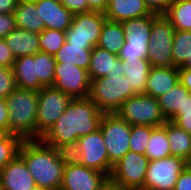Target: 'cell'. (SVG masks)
<instances>
[{
  "instance_id": "1",
  "label": "cell",
  "mask_w": 191,
  "mask_h": 190,
  "mask_svg": "<svg viewBox=\"0 0 191 190\" xmlns=\"http://www.w3.org/2000/svg\"><path fill=\"white\" fill-rule=\"evenodd\" d=\"M104 114L89 97L72 99L41 140L49 146L70 153L78 138L100 129Z\"/></svg>"
},
{
  "instance_id": "2",
  "label": "cell",
  "mask_w": 191,
  "mask_h": 190,
  "mask_svg": "<svg viewBox=\"0 0 191 190\" xmlns=\"http://www.w3.org/2000/svg\"><path fill=\"white\" fill-rule=\"evenodd\" d=\"M42 190H60L68 152L45 144L41 139L23 140L18 154Z\"/></svg>"
},
{
  "instance_id": "3",
  "label": "cell",
  "mask_w": 191,
  "mask_h": 190,
  "mask_svg": "<svg viewBox=\"0 0 191 190\" xmlns=\"http://www.w3.org/2000/svg\"><path fill=\"white\" fill-rule=\"evenodd\" d=\"M9 119V134L23 140L36 139L38 91L16 88L6 98Z\"/></svg>"
},
{
  "instance_id": "4",
  "label": "cell",
  "mask_w": 191,
  "mask_h": 190,
  "mask_svg": "<svg viewBox=\"0 0 191 190\" xmlns=\"http://www.w3.org/2000/svg\"><path fill=\"white\" fill-rule=\"evenodd\" d=\"M137 95L123 74L91 79L89 98L104 113H116L130 97Z\"/></svg>"
},
{
  "instance_id": "5",
  "label": "cell",
  "mask_w": 191,
  "mask_h": 190,
  "mask_svg": "<svg viewBox=\"0 0 191 190\" xmlns=\"http://www.w3.org/2000/svg\"><path fill=\"white\" fill-rule=\"evenodd\" d=\"M157 16L158 14L152 13L121 22L125 32V42L118 54L121 60L139 61L147 58L151 28Z\"/></svg>"
},
{
  "instance_id": "6",
  "label": "cell",
  "mask_w": 191,
  "mask_h": 190,
  "mask_svg": "<svg viewBox=\"0 0 191 190\" xmlns=\"http://www.w3.org/2000/svg\"><path fill=\"white\" fill-rule=\"evenodd\" d=\"M69 155L83 166L102 172L110 178L114 166L109 162L100 129L78 138Z\"/></svg>"
},
{
  "instance_id": "7",
  "label": "cell",
  "mask_w": 191,
  "mask_h": 190,
  "mask_svg": "<svg viewBox=\"0 0 191 190\" xmlns=\"http://www.w3.org/2000/svg\"><path fill=\"white\" fill-rule=\"evenodd\" d=\"M116 113L131 126L158 127L167 121L158 99L147 94H137L128 98Z\"/></svg>"
},
{
  "instance_id": "8",
  "label": "cell",
  "mask_w": 191,
  "mask_h": 190,
  "mask_svg": "<svg viewBox=\"0 0 191 190\" xmlns=\"http://www.w3.org/2000/svg\"><path fill=\"white\" fill-rule=\"evenodd\" d=\"M72 98L53 86L38 91L36 139H41L65 111Z\"/></svg>"
},
{
  "instance_id": "9",
  "label": "cell",
  "mask_w": 191,
  "mask_h": 190,
  "mask_svg": "<svg viewBox=\"0 0 191 190\" xmlns=\"http://www.w3.org/2000/svg\"><path fill=\"white\" fill-rule=\"evenodd\" d=\"M109 162L114 166L129 150L131 125L117 113H105L100 123Z\"/></svg>"
},
{
  "instance_id": "10",
  "label": "cell",
  "mask_w": 191,
  "mask_h": 190,
  "mask_svg": "<svg viewBox=\"0 0 191 190\" xmlns=\"http://www.w3.org/2000/svg\"><path fill=\"white\" fill-rule=\"evenodd\" d=\"M174 27L164 17L158 15L153 20L147 59L153 67H173L172 45Z\"/></svg>"
},
{
  "instance_id": "11",
  "label": "cell",
  "mask_w": 191,
  "mask_h": 190,
  "mask_svg": "<svg viewBox=\"0 0 191 190\" xmlns=\"http://www.w3.org/2000/svg\"><path fill=\"white\" fill-rule=\"evenodd\" d=\"M187 166V161L175 156L149 161L143 190H174L179 175Z\"/></svg>"
},
{
  "instance_id": "12",
  "label": "cell",
  "mask_w": 191,
  "mask_h": 190,
  "mask_svg": "<svg viewBox=\"0 0 191 190\" xmlns=\"http://www.w3.org/2000/svg\"><path fill=\"white\" fill-rule=\"evenodd\" d=\"M105 20L102 12L74 14L72 23L66 31L65 41L70 45L97 46Z\"/></svg>"
},
{
  "instance_id": "13",
  "label": "cell",
  "mask_w": 191,
  "mask_h": 190,
  "mask_svg": "<svg viewBox=\"0 0 191 190\" xmlns=\"http://www.w3.org/2000/svg\"><path fill=\"white\" fill-rule=\"evenodd\" d=\"M149 159L129 150L113 167L110 178L127 190H143Z\"/></svg>"
},
{
  "instance_id": "14",
  "label": "cell",
  "mask_w": 191,
  "mask_h": 190,
  "mask_svg": "<svg viewBox=\"0 0 191 190\" xmlns=\"http://www.w3.org/2000/svg\"><path fill=\"white\" fill-rule=\"evenodd\" d=\"M88 71L74 64L56 63L53 87L72 99L88 98L90 90Z\"/></svg>"
},
{
  "instance_id": "15",
  "label": "cell",
  "mask_w": 191,
  "mask_h": 190,
  "mask_svg": "<svg viewBox=\"0 0 191 190\" xmlns=\"http://www.w3.org/2000/svg\"><path fill=\"white\" fill-rule=\"evenodd\" d=\"M108 178L106 174L83 166L69 156L60 190H99Z\"/></svg>"
},
{
  "instance_id": "16",
  "label": "cell",
  "mask_w": 191,
  "mask_h": 190,
  "mask_svg": "<svg viewBox=\"0 0 191 190\" xmlns=\"http://www.w3.org/2000/svg\"><path fill=\"white\" fill-rule=\"evenodd\" d=\"M0 184L2 190H30L37 187L25 161L19 155L0 170Z\"/></svg>"
},
{
  "instance_id": "17",
  "label": "cell",
  "mask_w": 191,
  "mask_h": 190,
  "mask_svg": "<svg viewBox=\"0 0 191 190\" xmlns=\"http://www.w3.org/2000/svg\"><path fill=\"white\" fill-rule=\"evenodd\" d=\"M42 19L45 29H55L66 32L70 27L73 14L61 2L54 0H33Z\"/></svg>"
},
{
  "instance_id": "18",
  "label": "cell",
  "mask_w": 191,
  "mask_h": 190,
  "mask_svg": "<svg viewBox=\"0 0 191 190\" xmlns=\"http://www.w3.org/2000/svg\"><path fill=\"white\" fill-rule=\"evenodd\" d=\"M150 14L152 12L144 0H109L104 12L106 19L114 22L141 18Z\"/></svg>"
},
{
  "instance_id": "19",
  "label": "cell",
  "mask_w": 191,
  "mask_h": 190,
  "mask_svg": "<svg viewBox=\"0 0 191 190\" xmlns=\"http://www.w3.org/2000/svg\"><path fill=\"white\" fill-rule=\"evenodd\" d=\"M88 74L90 80L107 75L123 74L122 60L118 57V55L95 46L92 49Z\"/></svg>"
},
{
  "instance_id": "20",
  "label": "cell",
  "mask_w": 191,
  "mask_h": 190,
  "mask_svg": "<svg viewBox=\"0 0 191 190\" xmlns=\"http://www.w3.org/2000/svg\"><path fill=\"white\" fill-rule=\"evenodd\" d=\"M179 82L177 67H151L145 85V94L159 98Z\"/></svg>"
},
{
  "instance_id": "21",
  "label": "cell",
  "mask_w": 191,
  "mask_h": 190,
  "mask_svg": "<svg viewBox=\"0 0 191 190\" xmlns=\"http://www.w3.org/2000/svg\"><path fill=\"white\" fill-rule=\"evenodd\" d=\"M12 71L18 88L40 91L44 87L36 75V54L15 58Z\"/></svg>"
},
{
  "instance_id": "22",
  "label": "cell",
  "mask_w": 191,
  "mask_h": 190,
  "mask_svg": "<svg viewBox=\"0 0 191 190\" xmlns=\"http://www.w3.org/2000/svg\"><path fill=\"white\" fill-rule=\"evenodd\" d=\"M4 39L15 58L40 52L38 33L16 27Z\"/></svg>"
},
{
  "instance_id": "23",
  "label": "cell",
  "mask_w": 191,
  "mask_h": 190,
  "mask_svg": "<svg viewBox=\"0 0 191 190\" xmlns=\"http://www.w3.org/2000/svg\"><path fill=\"white\" fill-rule=\"evenodd\" d=\"M14 15L17 28L38 34L45 29L33 0H19Z\"/></svg>"
},
{
  "instance_id": "24",
  "label": "cell",
  "mask_w": 191,
  "mask_h": 190,
  "mask_svg": "<svg viewBox=\"0 0 191 190\" xmlns=\"http://www.w3.org/2000/svg\"><path fill=\"white\" fill-rule=\"evenodd\" d=\"M150 61L141 58L139 61L122 60L123 75L136 94H145V85L151 69Z\"/></svg>"
},
{
  "instance_id": "25",
  "label": "cell",
  "mask_w": 191,
  "mask_h": 190,
  "mask_svg": "<svg viewBox=\"0 0 191 190\" xmlns=\"http://www.w3.org/2000/svg\"><path fill=\"white\" fill-rule=\"evenodd\" d=\"M163 126L167 130L172 156L182 158L188 162L191 158V134L171 121H166Z\"/></svg>"
},
{
  "instance_id": "26",
  "label": "cell",
  "mask_w": 191,
  "mask_h": 190,
  "mask_svg": "<svg viewBox=\"0 0 191 190\" xmlns=\"http://www.w3.org/2000/svg\"><path fill=\"white\" fill-rule=\"evenodd\" d=\"M93 46H77L64 42L54 55L56 63L74 64L88 71L92 56Z\"/></svg>"
},
{
  "instance_id": "27",
  "label": "cell",
  "mask_w": 191,
  "mask_h": 190,
  "mask_svg": "<svg viewBox=\"0 0 191 190\" xmlns=\"http://www.w3.org/2000/svg\"><path fill=\"white\" fill-rule=\"evenodd\" d=\"M125 42V32L121 22L105 20L97 46L116 55Z\"/></svg>"
},
{
  "instance_id": "28",
  "label": "cell",
  "mask_w": 191,
  "mask_h": 190,
  "mask_svg": "<svg viewBox=\"0 0 191 190\" xmlns=\"http://www.w3.org/2000/svg\"><path fill=\"white\" fill-rule=\"evenodd\" d=\"M189 94L190 92L179 81L170 88L168 92L157 98L161 111L167 121H169L179 109L183 108L185 97Z\"/></svg>"
},
{
  "instance_id": "29",
  "label": "cell",
  "mask_w": 191,
  "mask_h": 190,
  "mask_svg": "<svg viewBox=\"0 0 191 190\" xmlns=\"http://www.w3.org/2000/svg\"><path fill=\"white\" fill-rule=\"evenodd\" d=\"M163 15L174 30L191 31V0H174Z\"/></svg>"
},
{
  "instance_id": "30",
  "label": "cell",
  "mask_w": 191,
  "mask_h": 190,
  "mask_svg": "<svg viewBox=\"0 0 191 190\" xmlns=\"http://www.w3.org/2000/svg\"><path fill=\"white\" fill-rule=\"evenodd\" d=\"M145 155L149 161L172 156L167 137V130L163 125L152 127V132L147 142Z\"/></svg>"
},
{
  "instance_id": "31",
  "label": "cell",
  "mask_w": 191,
  "mask_h": 190,
  "mask_svg": "<svg viewBox=\"0 0 191 190\" xmlns=\"http://www.w3.org/2000/svg\"><path fill=\"white\" fill-rule=\"evenodd\" d=\"M173 67H181L187 59H191V31L175 30L172 45Z\"/></svg>"
},
{
  "instance_id": "32",
  "label": "cell",
  "mask_w": 191,
  "mask_h": 190,
  "mask_svg": "<svg viewBox=\"0 0 191 190\" xmlns=\"http://www.w3.org/2000/svg\"><path fill=\"white\" fill-rule=\"evenodd\" d=\"M55 66L54 56L44 52L36 54V75L44 87L53 86Z\"/></svg>"
},
{
  "instance_id": "33",
  "label": "cell",
  "mask_w": 191,
  "mask_h": 190,
  "mask_svg": "<svg viewBox=\"0 0 191 190\" xmlns=\"http://www.w3.org/2000/svg\"><path fill=\"white\" fill-rule=\"evenodd\" d=\"M66 32L55 29H44L39 34L40 52L54 56L65 42Z\"/></svg>"
},
{
  "instance_id": "34",
  "label": "cell",
  "mask_w": 191,
  "mask_h": 190,
  "mask_svg": "<svg viewBox=\"0 0 191 190\" xmlns=\"http://www.w3.org/2000/svg\"><path fill=\"white\" fill-rule=\"evenodd\" d=\"M23 139L15 134H4L0 138V170L18 154Z\"/></svg>"
},
{
  "instance_id": "35",
  "label": "cell",
  "mask_w": 191,
  "mask_h": 190,
  "mask_svg": "<svg viewBox=\"0 0 191 190\" xmlns=\"http://www.w3.org/2000/svg\"><path fill=\"white\" fill-rule=\"evenodd\" d=\"M152 127L147 125L131 126L129 139L130 150L145 155L147 142L150 138Z\"/></svg>"
},
{
  "instance_id": "36",
  "label": "cell",
  "mask_w": 191,
  "mask_h": 190,
  "mask_svg": "<svg viewBox=\"0 0 191 190\" xmlns=\"http://www.w3.org/2000/svg\"><path fill=\"white\" fill-rule=\"evenodd\" d=\"M16 88L12 68L0 66V98L6 99Z\"/></svg>"
},
{
  "instance_id": "37",
  "label": "cell",
  "mask_w": 191,
  "mask_h": 190,
  "mask_svg": "<svg viewBox=\"0 0 191 190\" xmlns=\"http://www.w3.org/2000/svg\"><path fill=\"white\" fill-rule=\"evenodd\" d=\"M16 28L14 13L0 14V38H5Z\"/></svg>"
},
{
  "instance_id": "38",
  "label": "cell",
  "mask_w": 191,
  "mask_h": 190,
  "mask_svg": "<svg viewBox=\"0 0 191 190\" xmlns=\"http://www.w3.org/2000/svg\"><path fill=\"white\" fill-rule=\"evenodd\" d=\"M61 4L73 15L91 11L87 0H61Z\"/></svg>"
},
{
  "instance_id": "39",
  "label": "cell",
  "mask_w": 191,
  "mask_h": 190,
  "mask_svg": "<svg viewBox=\"0 0 191 190\" xmlns=\"http://www.w3.org/2000/svg\"><path fill=\"white\" fill-rule=\"evenodd\" d=\"M15 62L11 49L8 47L4 38H0V66L12 68Z\"/></svg>"
},
{
  "instance_id": "40",
  "label": "cell",
  "mask_w": 191,
  "mask_h": 190,
  "mask_svg": "<svg viewBox=\"0 0 191 190\" xmlns=\"http://www.w3.org/2000/svg\"><path fill=\"white\" fill-rule=\"evenodd\" d=\"M152 13L163 15L174 0H144Z\"/></svg>"
},
{
  "instance_id": "41",
  "label": "cell",
  "mask_w": 191,
  "mask_h": 190,
  "mask_svg": "<svg viewBox=\"0 0 191 190\" xmlns=\"http://www.w3.org/2000/svg\"><path fill=\"white\" fill-rule=\"evenodd\" d=\"M169 121L191 134V112L176 113Z\"/></svg>"
},
{
  "instance_id": "42",
  "label": "cell",
  "mask_w": 191,
  "mask_h": 190,
  "mask_svg": "<svg viewBox=\"0 0 191 190\" xmlns=\"http://www.w3.org/2000/svg\"><path fill=\"white\" fill-rule=\"evenodd\" d=\"M174 190H191V167L187 166L179 175Z\"/></svg>"
},
{
  "instance_id": "43",
  "label": "cell",
  "mask_w": 191,
  "mask_h": 190,
  "mask_svg": "<svg viewBox=\"0 0 191 190\" xmlns=\"http://www.w3.org/2000/svg\"><path fill=\"white\" fill-rule=\"evenodd\" d=\"M0 131L9 134L8 108L4 98H0Z\"/></svg>"
},
{
  "instance_id": "44",
  "label": "cell",
  "mask_w": 191,
  "mask_h": 190,
  "mask_svg": "<svg viewBox=\"0 0 191 190\" xmlns=\"http://www.w3.org/2000/svg\"><path fill=\"white\" fill-rule=\"evenodd\" d=\"M179 81L191 93V69L178 68Z\"/></svg>"
},
{
  "instance_id": "45",
  "label": "cell",
  "mask_w": 191,
  "mask_h": 190,
  "mask_svg": "<svg viewBox=\"0 0 191 190\" xmlns=\"http://www.w3.org/2000/svg\"><path fill=\"white\" fill-rule=\"evenodd\" d=\"M19 0H0V14L14 13Z\"/></svg>"
},
{
  "instance_id": "46",
  "label": "cell",
  "mask_w": 191,
  "mask_h": 190,
  "mask_svg": "<svg viewBox=\"0 0 191 190\" xmlns=\"http://www.w3.org/2000/svg\"><path fill=\"white\" fill-rule=\"evenodd\" d=\"M91 11L104 13L107 9L109 0H87Z\"/></svg>"
},
{
  "instance_id": "47",
  "label": "cell",
  "mask_w": 191,
  "mask_h": 190,
  "mask_svg": "<svg viewBox=\"0 0 191 190\" xmlns=\"http://www.w3.org/2000/svg\"><path fill=\"white\" fill-rule=\"evenodd\" d=\"M99 190H127L121 185L115 183L111 178H108Z\"/></svg>"
},
{
  "instance_id": "48",
  "label": "cell",
  "mask_w": 191,
  "mask_h": 190,
  "mask_svg": "<svg viewBox=\"0 0 191 190\" xmlns=\"http://www.w3.org/2000/svg\"><path fill=\"white\" fill-rule=\"evenodd\" d=\"M191 112V93L185 97L183 108L179 109L177 113H190Z\"/></svg>"
},
{
  "instance_id": "49",
  "label": "cell",
  "mask_w": 191,
  "mask_h": 190,
  "mask_svg": "<svg viewBox=\"0 0 191 190\" xmlns=\"http://www.w3.org/2000/svg\"><path fill=\"white\" fill-rule=\"evenodd\" d=\"M179 68H189V69H191V59H187L186 62Z\"/></svg>"
},
{
  "instance_id": "50",
  "label": "cell",
  "mask_w": 191,
  "mask_h": 190,
  "mask_svg": "<svg viewBox=\"0 0 191 190\" xmlns=\"http://www.w3.org/2000/svg\"><path fill=\"white\" fill-rule=\"evenodd\" d=\"M188 166L191 167V158L188 161Z\"/></svg>"
},
{
  "instance_id": "51",
  "label": "cell",
  "mask_w": 191,
  "mask_h": 190,
  "mask_svg": "<svg viewBox=\"0 0 191 190\" xmlns=\"http://www.w3.org/2000/svg\"><path fill=\"white\" fill-rule=\"evenodd\" d=\"M30 190H42V189H40V188H38V187H35V188H33V189H30Z\"/></svg>"
},
{
  "instance_id": "52",
  "label": "cell",
  "mask_w": 191,
  "mask_h": 190,
  "mask_svg": "<svg viewBox=\"0 0 191 190\" xmlns=\"http://www.w3.org/2000/svg\"><path fill=\"white\" fill-rule=\"evenodd\" d=\"M4 134L0 131V138L3 136Z\"/></svg>"
}]
</instances>
